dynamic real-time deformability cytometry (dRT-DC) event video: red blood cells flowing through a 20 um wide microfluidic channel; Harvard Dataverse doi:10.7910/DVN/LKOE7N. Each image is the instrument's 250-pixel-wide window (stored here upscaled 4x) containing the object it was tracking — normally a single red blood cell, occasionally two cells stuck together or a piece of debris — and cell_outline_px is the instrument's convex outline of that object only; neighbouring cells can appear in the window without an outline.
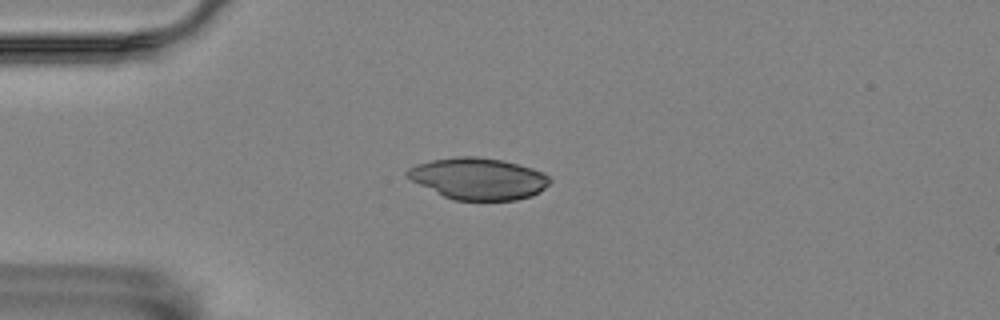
{"species": "Egyptian fruit bat (a non-hibernating species)", "species_latin": "Rousettus aegyptiacus", "temperature_condition": "room temperature", "stored_images_in_passage": 36, "camera_frame_rate_fps": 3000, "um_per_image_px": 0.085, "animal": {"sex": "female"}, "frame": {"image": 1, "passage_image": 1, "time_ms": 0.0, "image_size_px": [1000, 320], "cell_outline_px": [[552, 180], [540, 192], [532, 196], [516, 200], [456, 200], [444, 196], [412, 180], [404, 172], [408, 168], [416, 164], [432, 160], [456, 156], [476, 156], [504, 160], [532, 168], [544, 172]], "centroid_in_image_um": [40.69, 15.17], "position_along_channel_um": 44.3, "area_um2": 34.51}}
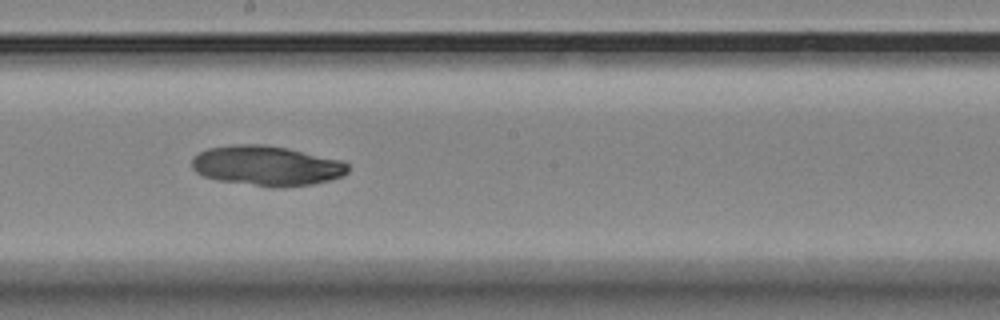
{"frame": {"image": 2, "passage_image": 18, "time_ms": 5.667, "image_size_px": [1000, 320], "cell_outline_px": [[348, 172], [340, 176], [328, 180], [312, 184], [272, 188], [220, 180], [204, 176], [196, 172], [192, 168], [192, 156], [208, 148], [232, 144], [264, 144], [288, 148], [344, 160], [348, 164]], "centroid_in_image_um": [22.67, 14.07], "position_along_channel_um": 225.5, "area_um2": 36.47}}
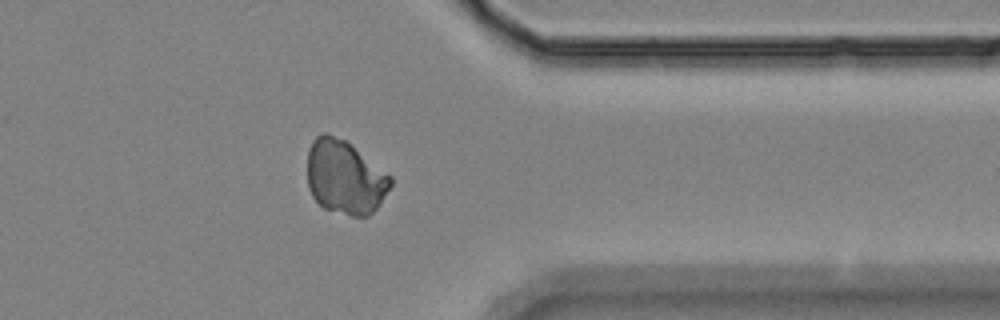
{"frame": {"image": 3, "passage_image": 32, "time_ms": 10.333, "image_size_px": [1000, 320], "cell_outline_px": [[392, 184], [380, 204], [368, 216], [352, 216], [324, 208], [312, 196], [308, 188], [308, 152], [312, 140], [316, 136], [324, 132], [344, 140], [392, 176]], "centroid_in_image_um": [29.32, 15.07], "position_along_channel_um": 382.1, "area_um2": 35.55}}